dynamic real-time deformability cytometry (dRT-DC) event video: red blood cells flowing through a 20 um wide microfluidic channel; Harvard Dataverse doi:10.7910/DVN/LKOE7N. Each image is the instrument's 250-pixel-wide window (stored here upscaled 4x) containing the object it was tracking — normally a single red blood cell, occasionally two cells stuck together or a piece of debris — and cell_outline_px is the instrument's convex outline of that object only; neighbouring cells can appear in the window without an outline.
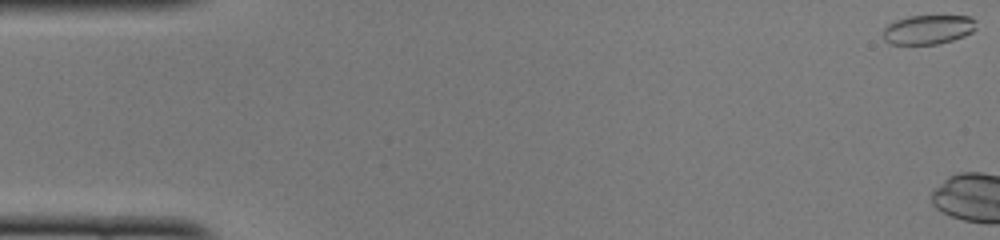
{"species": "common noctule bat (a hibernating species)", "species_latin": "Nyctalus noctula", "temperature_condition": "cold", "stored_images_in_passage": 17, "camera_frame_rate_fps": 3000, "um_per_image_px": 0.085, "animal": {"sex": "female", "body_mass_g": 22.0, "forearm_length_mm": 56.7}, "frame": {"image": 1, "passage_image": 1, "time_ms": 0.0, "image_size_px": [1000, 240], "cell_outline_px": [[976, 28], [972, 32], [964, 36], [952, 40], [936, 44], [888, 44], [884, 40], [884, 28], [888, 24], [896, 20], [908, 16], [972, 16], [976, 20]], "centroid_in_image_um": [78.9, 2.51], "position_along_channel_um": 6.1, "area_um2": 15.95}}